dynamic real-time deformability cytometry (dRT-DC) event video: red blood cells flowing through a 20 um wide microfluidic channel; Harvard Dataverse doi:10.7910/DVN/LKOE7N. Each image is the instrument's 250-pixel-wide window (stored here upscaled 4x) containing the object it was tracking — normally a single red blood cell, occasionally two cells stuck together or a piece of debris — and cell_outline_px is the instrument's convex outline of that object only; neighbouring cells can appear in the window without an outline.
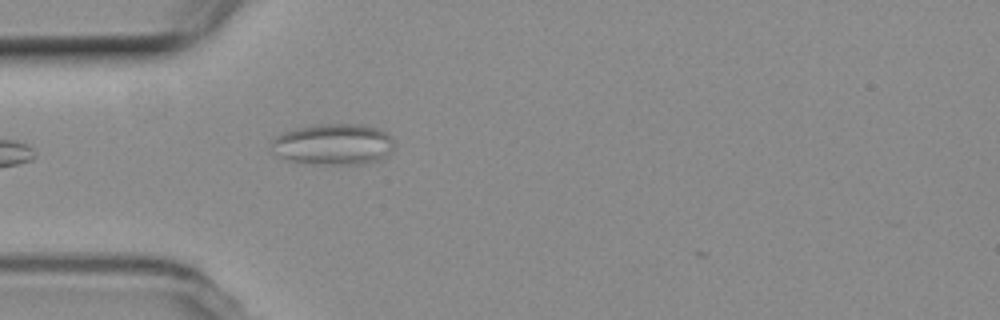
{"species": "common noctule bat (a hibernating species)", "species_latin": "Nyctalus noctula", "temperature_condition": "room temperature", "stored_images_in_passage": 5, "segment_of_instrument_passage": [2, 2], "camera_frame_rate_fps": 3000, "um_per_image_px": 0.085, "animal": {"sex": "female", "body_mass_g": 19.3, "forearm_length_mm": 54.1}, "frame": {"image": 1, "passage_image": 5, "time_ms": 5.333, "image_size_px": [1000, 320], "cell_outline_px": [[396, 148], [380, 160], [364, 164], [320, 164], [288, 160], [280, 156], [272, 144], [272, 140], [276, 136], [284, 132], [296, 128], [312, 124], [364, 124], [376, 128], [392, 136]], "centroid_in_image_um": [28.41, 12.25], "position_along_channel_um": 56.6, "area_um2": 29.48}}